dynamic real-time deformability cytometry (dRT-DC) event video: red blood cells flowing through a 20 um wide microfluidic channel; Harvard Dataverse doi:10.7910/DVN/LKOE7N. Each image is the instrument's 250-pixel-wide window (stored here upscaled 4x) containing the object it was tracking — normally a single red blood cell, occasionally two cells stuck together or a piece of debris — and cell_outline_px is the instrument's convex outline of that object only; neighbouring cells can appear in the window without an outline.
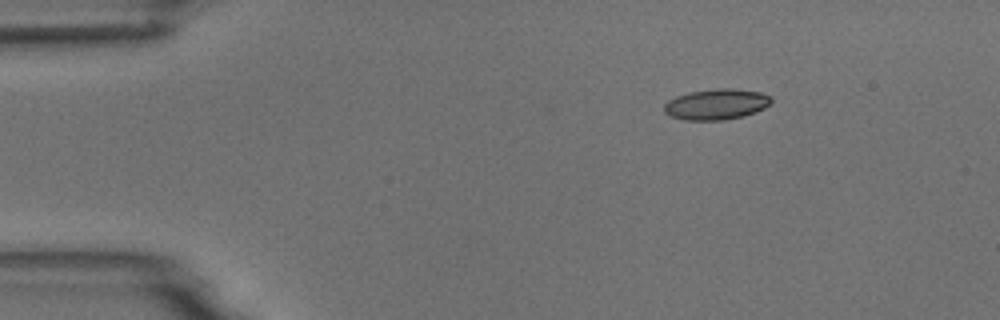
{"species": "common noctule bat (a hibernating species)", "species_latin": "Nyctalus noctula", "temperature_condition": "room temperature", "stored_images_in_passage": 4, "camera_frame_rate_fps": 3000, "um_per_image_px": 0.085, "animal": {"sex": "male", "body_mass_g": 18.8}, "frame": {"image": 1, "passage_image": 1, "time_ms": 0.0, "image_size_px": [1000, 320], "cell_outline_px": [[772, 100], [764, 108], [756, 112], [744, 116], [724, 120], [684, 120], [668, 116], [664, 112], [664, 104], [668, 100], [676, 96], [688, 92], [716, 88], [732, 88], [760, 92], [772, 96]], "centroid_in_image_um": [60.87, 8.86], "position_along_channel_um": 24.1, "area_um2": 19.42}}